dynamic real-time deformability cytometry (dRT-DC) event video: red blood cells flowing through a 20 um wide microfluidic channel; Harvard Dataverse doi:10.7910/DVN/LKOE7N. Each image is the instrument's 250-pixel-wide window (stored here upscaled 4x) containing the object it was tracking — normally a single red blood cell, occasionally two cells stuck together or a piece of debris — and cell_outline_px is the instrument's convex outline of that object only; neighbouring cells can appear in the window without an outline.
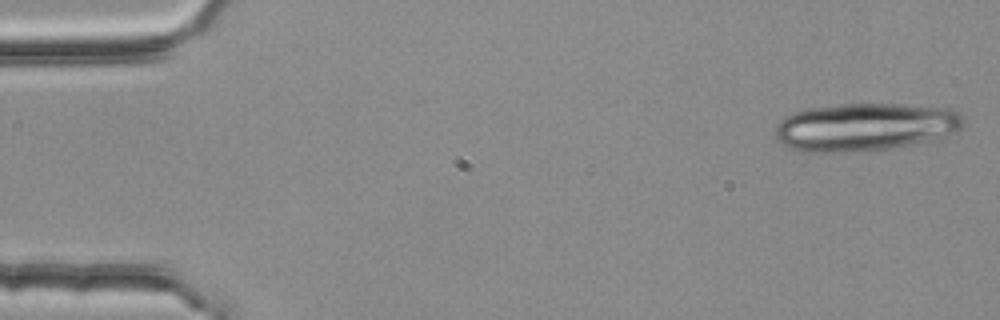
{"species": "common noctule bat (a hibernating species)", "species_latin": "Nyctalus noctula", "temperature_condition": "room temperature", "stored_images_in_passage": 5, "camera_frame_rate_fps": 3000, "um_per_image_px": 0.085, "animal": {"sex": "female", "body_mass_g": 25.1}, "frame": {"image": 1, "passage_image": 1, "time_ms": 0.0, "image_size_px": [1000, 320], "cell_outline_px": [[964, 128], [960, 132], [912, 144], [888, 148], [824, 152], [804, 152], [780, 144], [776, 140], [776, 124], [784, 116], [808, 108], [844, 104], [904, 104], [952, 108], [960, 112], [964, 120]], "centroid_in_image_um": [73.57, 10.77], "position_along_channel_um": 11.4, "area_um2": 52.54}}